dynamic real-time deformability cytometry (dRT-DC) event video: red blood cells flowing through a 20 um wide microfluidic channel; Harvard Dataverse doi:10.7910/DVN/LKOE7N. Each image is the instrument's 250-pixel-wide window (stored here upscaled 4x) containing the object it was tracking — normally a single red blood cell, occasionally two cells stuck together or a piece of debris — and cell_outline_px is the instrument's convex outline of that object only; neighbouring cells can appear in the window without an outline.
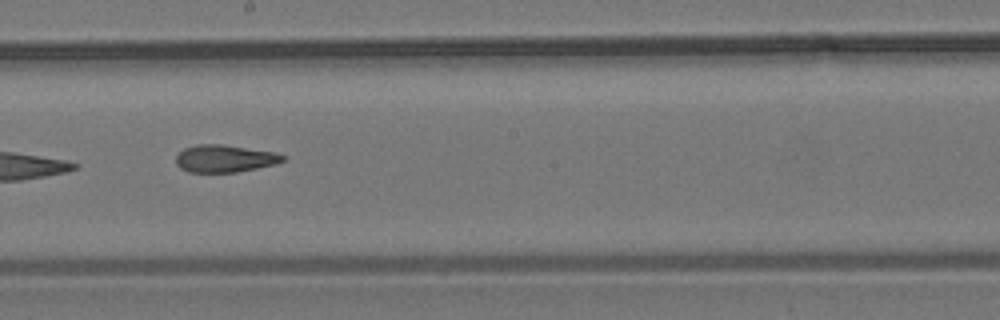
{"species": "common noctule bat (a hibernating species)", "species_latin": "Nyctalus noctula", "temperature_condition": "room temperature", "stored_images_in_passage": 15, "camera_frame_rate_fps": 3000, "um_per_image_px": 0.085, "animal": {"sex": "male", "body_mass_g": 19.2, "forearm_length_mm": 51.8}, "frame": {"image": 1, "passage_image": 9, "time_ms": 10.0, "image_size_px": [1000, 320], "cell_outline_px": [[288, 156], [284, 160], [276, 164], [236, 172], [188, 172], [180, 168], [176, 164], [176, 156], [184, 148], [196, 144], [220, 144], [276, 152]], "centroid_in_image_um": [19.11, 13.47], "position_along_channel_um": 229.1, "area_um2": 17.11}}
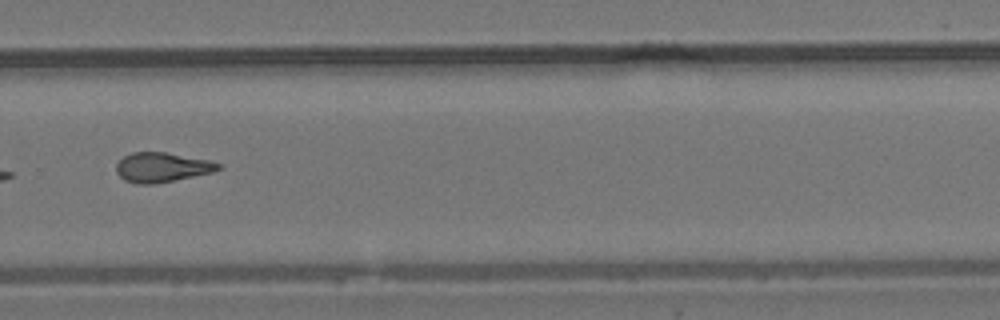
{"frame": {"image": 2, "passage_image": 11, "time_ms": 12.333, "image_size_px": [1000, 320], "cell_outline_px": [[224, 168], [212, 172], [156, 184], [136, 184], [124, 180], [116, 172], [116, 164], [124, 156], [132, 152], [164, 152], [208, 160], [220, 164]], "centroid_in_image_um": [13.75, 14.23], "position_along_channel_um": 316.1, "area_um2": 17.57}}